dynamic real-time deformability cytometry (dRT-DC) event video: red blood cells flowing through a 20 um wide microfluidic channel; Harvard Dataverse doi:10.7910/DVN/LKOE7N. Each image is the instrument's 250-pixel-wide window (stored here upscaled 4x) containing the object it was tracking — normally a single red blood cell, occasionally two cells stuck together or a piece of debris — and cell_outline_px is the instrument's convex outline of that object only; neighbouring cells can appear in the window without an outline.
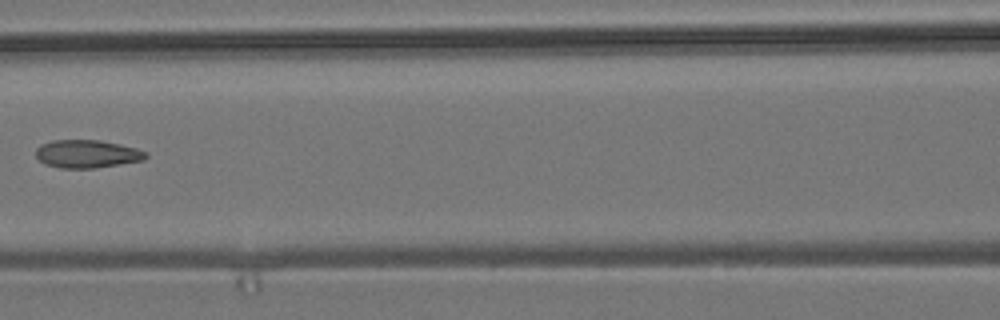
{"species": "common noctule bat (a hibernating species)", "species_latin": "Nyctalus noctula", "temperature_condition": "room temperature", "stored_images_in_passage": 10, "camera_frame_rate_fps": 3000, "um_per_image_px": 0.085, "animal": {"sex": "male", "body_mass_g": 19.2, "forearm_length_mm": 51.8}, "frame": {"image": 1, "passage_image": 6, "time_ms": 7.0, "image_size_px": [1000, 320], "cell_outline_px": [[148, 156], [144, 160], [92, 168], [60, 168], [44, 164], [36, 156], [36, 148], [40, 144], [52, 140], [100, 140], [120, 144], [136, 148], [148, 152]], "centroid_in_image_um": [7.39, 13.07], "position_along_channel_um": 159.2, "area_um2": 17.98}}
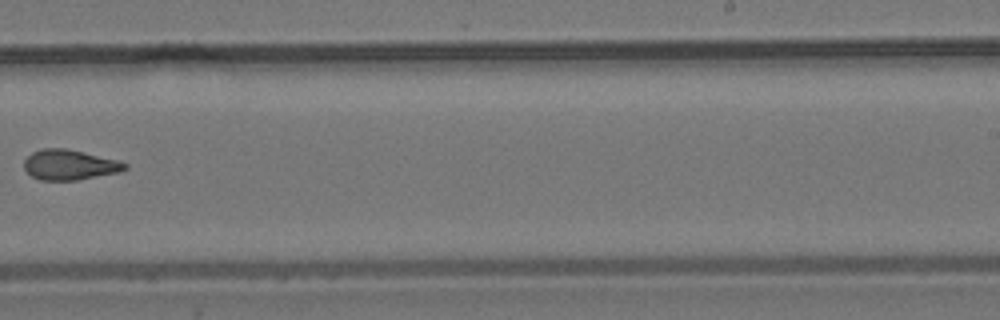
{"frame": {"image": 2, "passage_image": 9, "time_ms": 10.333, "image_size_px": [1000, 320], "cell_outline_px": [[128, 168], [120, 172], [76, 180], [40, 180], [32, 176], [24, 168], [24, 160], [32, 152], [44, 148], [64, 148], [84, 152], [116, 160], [128, 164]], "centroid_in_image_um": [5.91, 14.01], "position_along_channel_um": 283.1, "area_um2": 17.63}}
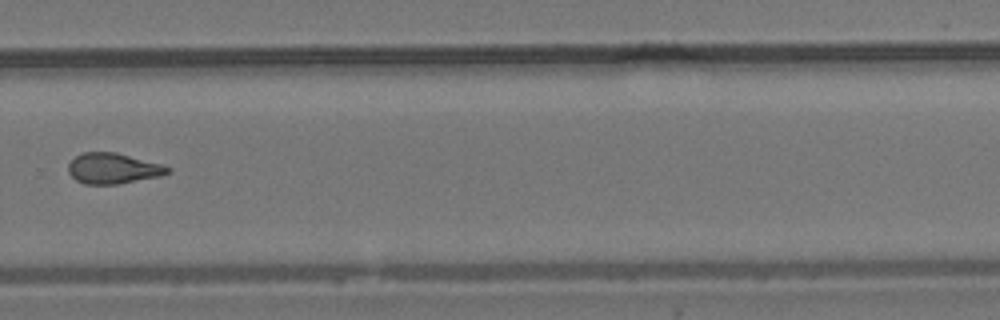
{"frame": {"image": 3, "passage_image": 10, "time_ms": 11.333, "image_size_px": [1000, 320], "cell_outline_px": [[172, 172], [160, 176], [116, 184], [84, 184], [76, 180], [68, 172], [68, 164], [76, 156], [84, 152], [116, 152], [160, 164], [172, 168]], "centroid_in_image_um": [9.61, 14.32], "position_along_channel_um": 320.2, "area_um2": 17.63}}